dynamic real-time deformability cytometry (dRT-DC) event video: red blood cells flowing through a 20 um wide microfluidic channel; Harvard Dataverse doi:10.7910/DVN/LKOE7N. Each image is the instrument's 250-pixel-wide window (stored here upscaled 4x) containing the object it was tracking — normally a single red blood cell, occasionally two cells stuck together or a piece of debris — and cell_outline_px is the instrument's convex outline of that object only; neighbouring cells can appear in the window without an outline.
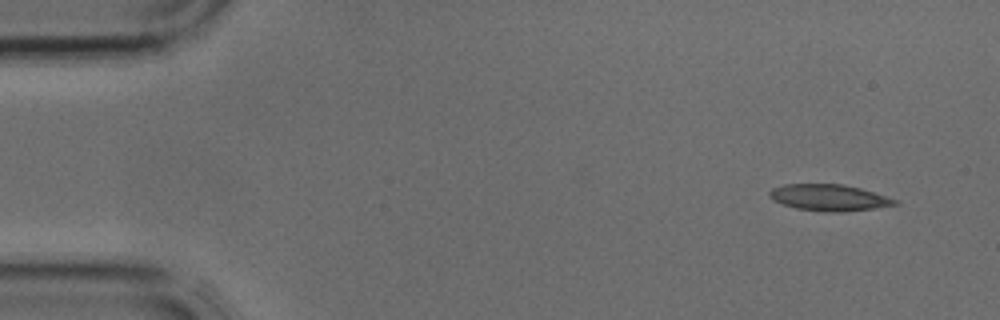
{"species": "common noctule bat (a hibernating species)", "species_latin": "Nyctalus noctula", "temperature_condition": "cold", "stored_images_in_passage": 3, "camera_frame_rate_fps": 3000, "um_per_image_px": 0.085, "animal": {"sex": "male", "body_mass_g": 17.9, "forearm_length_mm": 54.2}, "frame": {"image": 1, "passage_image": 1, "time_ms": 0.0, "image_size_px": [1000, 320], "cell_outline_px": [[900, 204], [872, 208], [836, 212], [824, 212], [796, 208], [772, 200], [768, 196], [768, 192], [772, 188], [784, 184], [840, 184], [860, 188], [900, 200]], "centroid_in_image_um": [70.46, 16.79], "position_along_channel_um": 14.5, "area_um2": 19.25}}
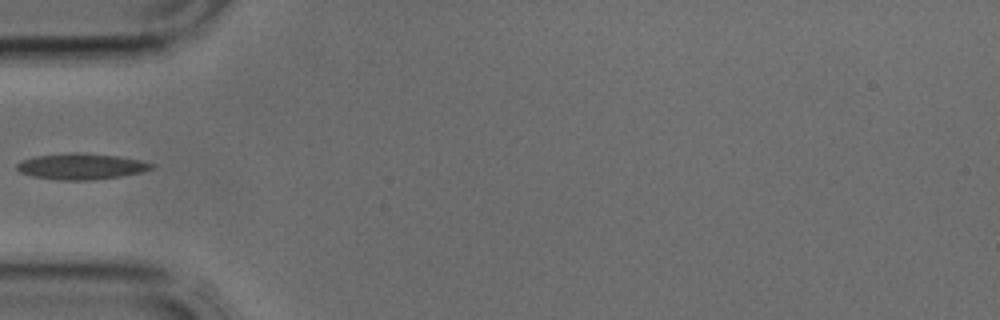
{"frame": {"image": 2, "passage_image": 3, "time_ms": 0.667, "image_size_px": [1000, 320], "cell_outline_px": [[156, 164], [152, 168], [144, 172], [96, 180], [56, 180], [32, 176], [20, 172], [16, 168], [16, 164], [20, 160], [32, 156], [64, 152], [80, 152], [116, 156], [140, 160]], "centroid_in_image_um": [6.86, 14.13], "position_along_channel_um": 78.1, "area_um2": 20.81}}